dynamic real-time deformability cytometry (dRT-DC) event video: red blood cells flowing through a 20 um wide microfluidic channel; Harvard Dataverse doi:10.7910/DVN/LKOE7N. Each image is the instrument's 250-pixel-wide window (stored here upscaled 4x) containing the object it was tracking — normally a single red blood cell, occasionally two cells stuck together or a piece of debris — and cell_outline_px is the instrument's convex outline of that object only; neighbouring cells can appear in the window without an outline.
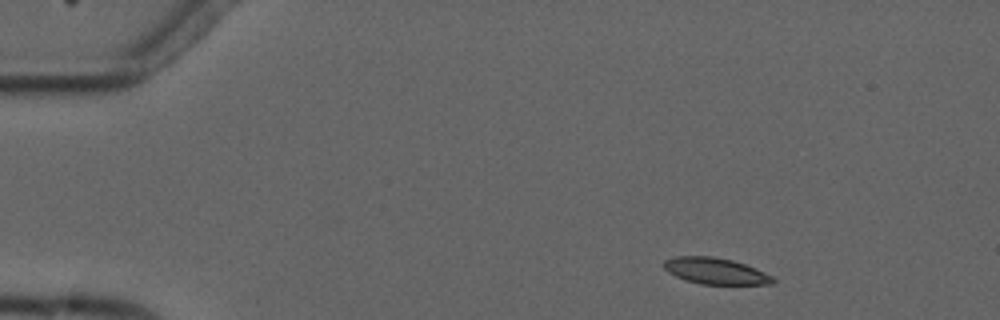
{"species": "common noctule bat (a hibernating species)", "species_latin": "Nyctalus noctula", "temperature_condition": "cold", "stored_images_in_passage": 3, "camera_frame_rate_fps": 3000, "um_per_image_px": 0.085, "animal": {"sex": "male", "forearm_length_mm": 52.5}, "frame": {"image": 1, "passage_image": 1, "time_ms": 0.0, "image_size_px": [1000, 320], "cell_outline_px": [[776, 280], [772, 284], [700, 284], [684, 280], [668, 272], [664, 268], [664, 260], [676, 256], [712, 256], [732, 260], [756, 268], [772, 276]], "centroid_in_image_um": [60.8, 23.03], "position_along_channel_um": 24.2, "area_um2": 16.7}}
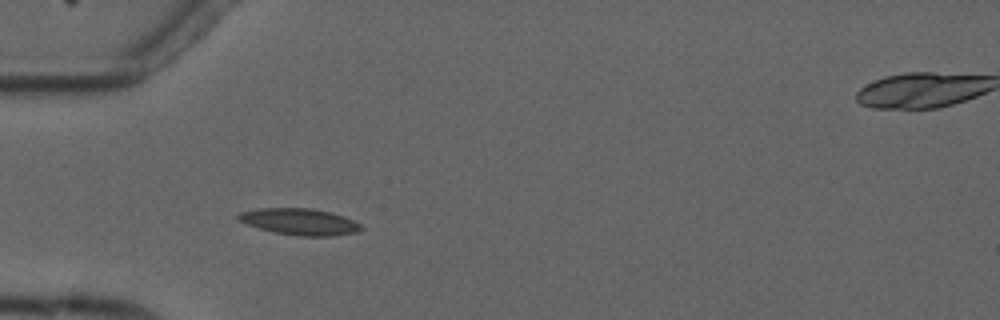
{"frame": {"image": 2, "passage_image": 3, "time_ms": 3.0, "image_size_px": [1000, 320], "cell_outline_px": [[364, 228], [356, 232], [336, 236], [300, 236], [272, 232], [236, 220], [236, 216], [240, 212], [260, 208], [312, 208], [332, 212], [344, 216], [360, 224]], "centroid_in_image_um": [25.48, 18.84], "position_along_channel_um": 59.5, "area_um2": 19.07}}